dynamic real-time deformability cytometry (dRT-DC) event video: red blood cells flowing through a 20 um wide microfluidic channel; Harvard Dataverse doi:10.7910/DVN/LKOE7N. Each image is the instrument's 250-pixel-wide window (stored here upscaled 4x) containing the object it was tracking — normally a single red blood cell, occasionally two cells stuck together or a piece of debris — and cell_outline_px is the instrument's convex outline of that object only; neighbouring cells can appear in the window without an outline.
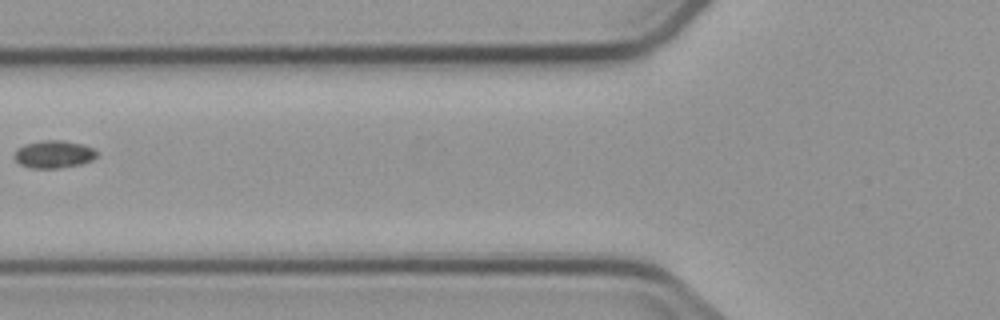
{"species": "common noctule bat (a hibernating species)", "species_latin": "Nyctalus noctula", "temperature_condition": "cold", "stored_images_in_passage": 3, "camera_frame_rate_fps": 3000, "um_per_image_px": 0.085, "animal": {"sex": "male", "body_mass_g": 23.1, "forearm_length_mm": 52.7}, "frame": {"image": 1, "passage_image": 2, "time_ms": 1.333, "image_size_px": [1000, 320], "cell_outline_px": [[96, 156], [92, 160], [80, 164], [60, 168], [32, 168], [20, 164], [16, 160], [16, 152], [24, 144], [44, 140], [60, 140], [80, 144], [92, 148], [96, 152]], "centroid_in_image_um": [4.58, 13.12], "position_along_channel_um": 121.2, "area_um2": 12.89}}
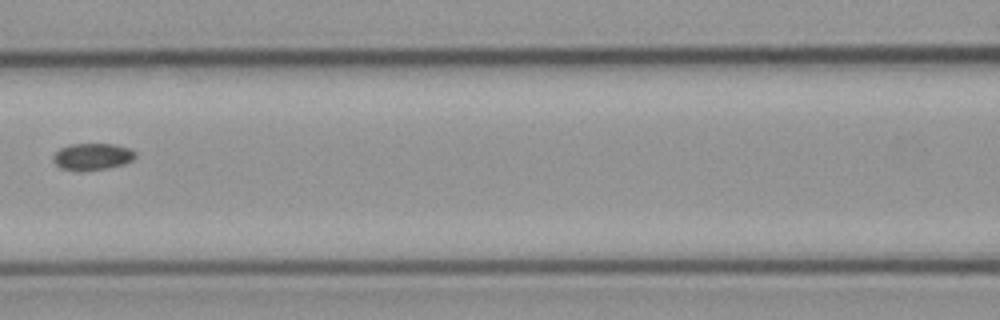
{"frame": {"image": 2, "passage_image": 3, "time_ms": 2.333, "image_size_px": [1000, 320], "cell_outline_px": [[136, 156], [132, 160], [124, 164], [108, 168], [80, 172], [76, 172], [60, 168], [52, 160], [52, 156], [60, 148], [72, 144], [112, 144], [128, 148], [136, 152]], "centroid_in_image_um": [7.82, 13.33], "position_along_channel_um": 158.8, "area_um2": 13.01}}